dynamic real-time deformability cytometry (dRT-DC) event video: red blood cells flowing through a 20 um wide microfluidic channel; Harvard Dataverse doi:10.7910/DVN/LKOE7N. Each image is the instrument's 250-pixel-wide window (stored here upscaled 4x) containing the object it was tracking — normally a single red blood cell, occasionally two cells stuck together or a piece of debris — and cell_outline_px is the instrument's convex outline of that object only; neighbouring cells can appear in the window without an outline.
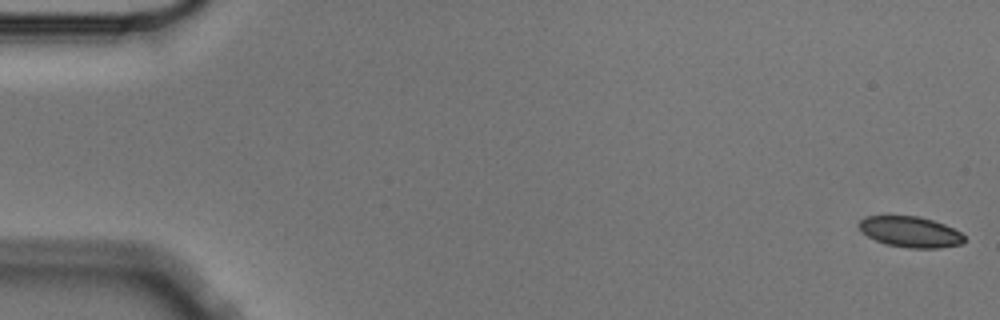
{"species": "Egyptian fruit bat (a non-hibernating species)", "species_latin": "Rousettus aegyptiacus", "temperature_condition": "cold", "stored_images_in_passage": 8, "camera_frame_rate_fps": 3000, "um_per_image_px": 0.085, "animal": {"sex": "male"}, "frame": {"image": 1, "passage_image": 1, "time_ms": 0.0, "image_size_px": [1000, 320], "cell_outline_px": [[964, 244], [940, 248], [908, 248], [888, 244], [876, 240], [868, 236], [860, 228], [860, 220], [868, 216], [920, 216], [944, 224], [960, 232], [964, 236]], "centroid_in_image_um": [77.43, 19.71], "position_along_channel_um": 7.6, "area_um2": 18.67}}
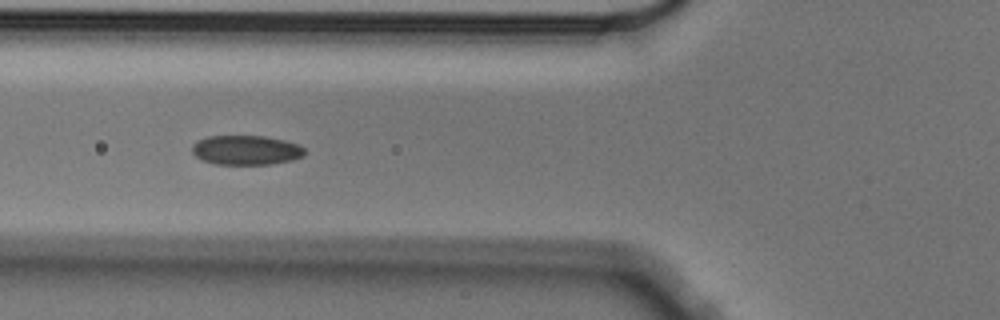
{"frame": {"image": 2, "passage_image": 6, "time_ms": 1.667, "image_size_px": [1000, 320], "cell_outline_px": [[304, 156], [292, 160], [272, 164], [216, 164], [200, 160], [192, 152], [192, 144], [196, 140], [208, 136], [264, 136], [284, 140], [300, 144], [304, 148]], "centroid_in_image_um": [20.9, 12.76], "position_along_channel_um": 104.9, "area_um2": 19.54}}
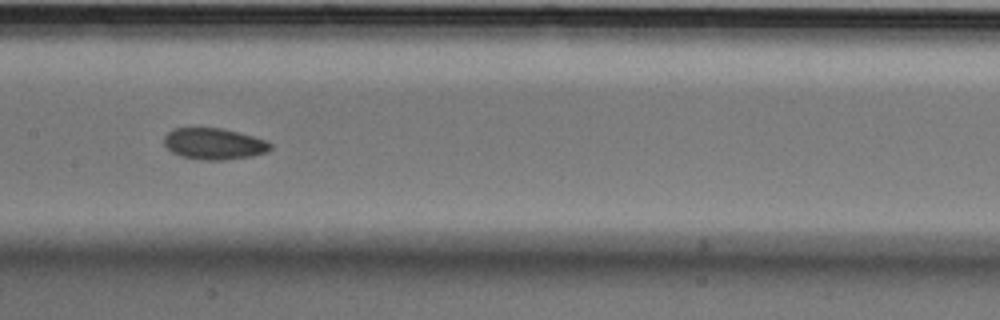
{"frame": {"image": 3, "passage_image": 8, "time_ms": 2.333, "image_size_px": [1000, 320], "cell_outline_px": [[272, 148], [268, 152], [252, 156], [224, 160], [200, 160], [180, 156], [172, 152], [164, 144], [164, 136], [168, 132], [176, 128], [220, 128], [252, 136], [264, 140], [272, 144]], "centroid_in_image_um": [18.18, 12.24], "position_along_channel_um": 189.2, "area_um2": 19.36}}